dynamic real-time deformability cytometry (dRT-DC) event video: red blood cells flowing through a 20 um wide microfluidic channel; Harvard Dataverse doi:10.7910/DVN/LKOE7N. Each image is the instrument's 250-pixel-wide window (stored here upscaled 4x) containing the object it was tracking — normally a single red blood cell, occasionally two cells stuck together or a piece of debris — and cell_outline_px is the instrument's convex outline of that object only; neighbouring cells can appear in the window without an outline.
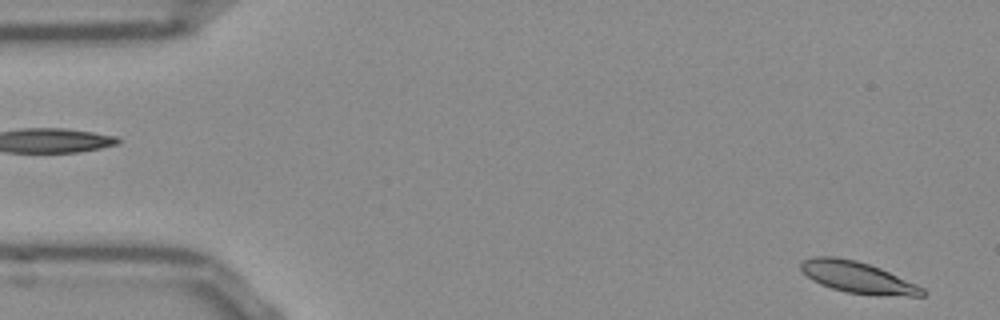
{"species": "Egyptian fruit bat (a non-hibernating species)", "species_latin": "Rousettus aegyptiacus", "temperature_condition": "room temperature", "stored_images_in_passage": 52, "segment_of_instrument_passage": [1, 2], "camera_frame_rate_fps": 3000, "um_per_image_px": 0.085, "frame": {"image": 1, "passage_image": 1, "time_ms": 0.0, "image_size_px": [1000, 320], "cell_outline_px": [[928, 292], [924, 296], [880, 296], [848, 292], [832, 288], [820, 284], [812, 280], [800, 268], [800, 264], [804, 260], [812, 256], [836, 256], [856, 260], [880, 268], [916, 284], [924, 288]], "centroid_in_image_um": [72.93, 23.58], "position_along_channel_um": 12.1, "area_um2": 22.31}}
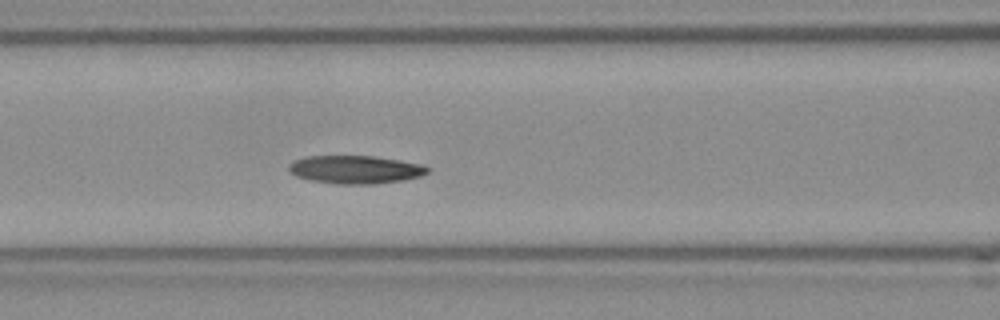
{"frame": {"image": 2, "passage_image": 20, "time_ms": 6.333, "image_size_px": [1000, 320], "cell_outline_px": [[432, 168], [428, 172], [420, 176], [404, 180], [376, 184], [336, 184], [308, 180], [296, 176], [288, 172], [288, 164], [296, 160], [308, 156], [376, 156], [400, 160], [420, 164]], "centroid_in_image_um": [30.2, 14.42], "position_along_channel_um": 136.4, "area_um2": 22.95}}
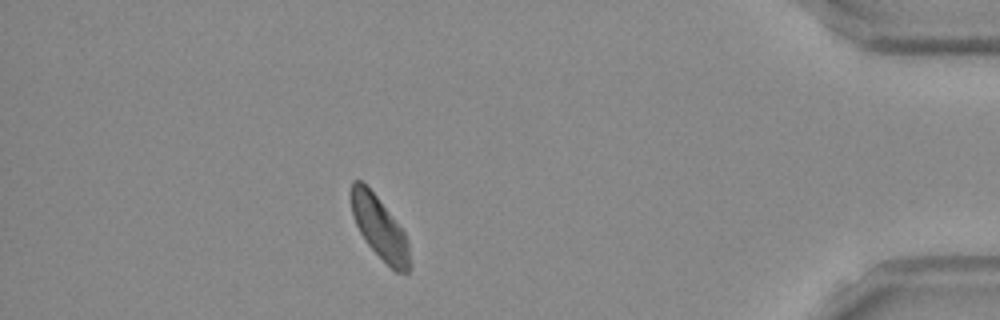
{"frame": {"image": 3, "passage_image": 45, "time_ms": 14.667, "image_size_px": [1000, 320], "cell_outline_px": [[412, 264], [408, 272], [396, 272], [368, 244], [360, 232], [352, 216], [352, 180], [360, 180], [376, 196], [404, 232], [408, 244]], "centroid_in_image_um": [32.29, 19.41], "position_along_channel_um": 402.9, "area_um2": 20.58}}